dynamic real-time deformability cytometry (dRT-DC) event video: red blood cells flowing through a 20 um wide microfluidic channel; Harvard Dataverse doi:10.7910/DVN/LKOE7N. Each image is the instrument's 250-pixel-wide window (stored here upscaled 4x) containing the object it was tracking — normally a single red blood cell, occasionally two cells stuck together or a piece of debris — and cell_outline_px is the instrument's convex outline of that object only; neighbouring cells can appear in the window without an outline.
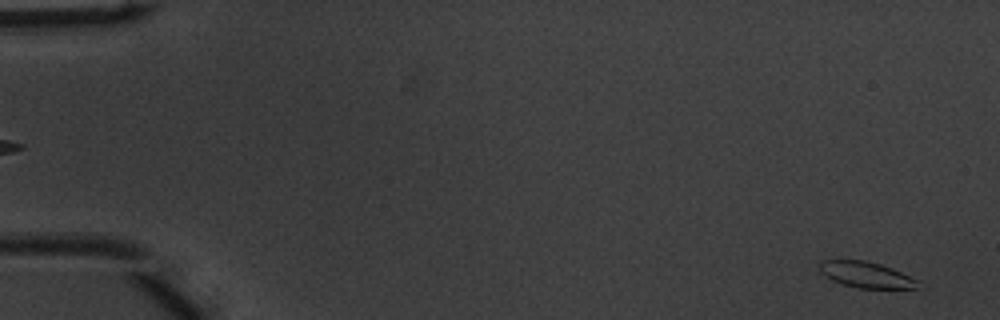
{"species": "common noctule bat (a hibernating species)", "species_latin": "Nyctalus noctula", "temperature_condition": "warm", "stored_images_in_passage": 52, "camera_frame_rate_fps": 3000, "um_per_image_px": 0.085, "animal": {"sex": "male", "body_mass_g": 20.1, "forearm_length_mm": 53.5}, "frame": {"image": 1, "passage_image": 2, "time_ms": 0.333, "image_size_px": [1000, 320], "cell_outline_px": [[920, 280], [916, 288], [856, 288], [832, 280], [820, 272], [820, 260], [864, 260], [880, 264], [892, 268]], "centroid_in_image_um": [73.63, 23.35], "position_along_channel_um": 11.4, "area_um2": 14.8}}
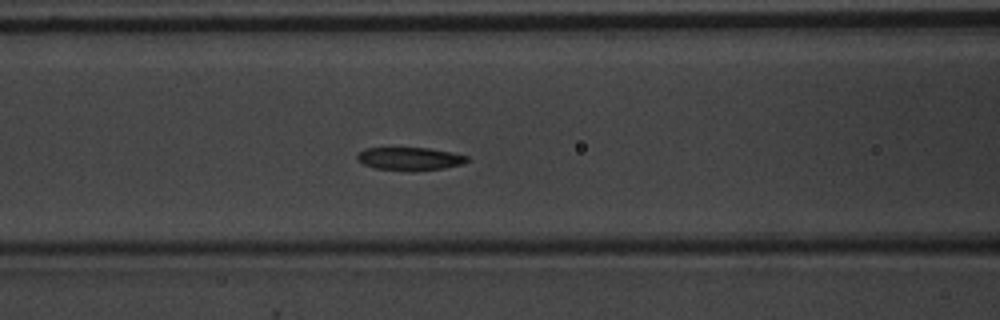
{"frame": {"image": 2, "passage_image": 22, "time_ms": 7.0, "image_size_px": [1000, 320], "cell_outline_px": [[468, 160], [460, 164], [444, 168], [412, 172], [408, 172], [376, 168], [364, 164], [356, 160], [356, 156], [364, 148], [428, 148], [452, 152], [468, 156]], "centroid_in_image_um": [34.81, 13.5], "position_along_channel_um": 131.8, "area_um2": 14.85}}
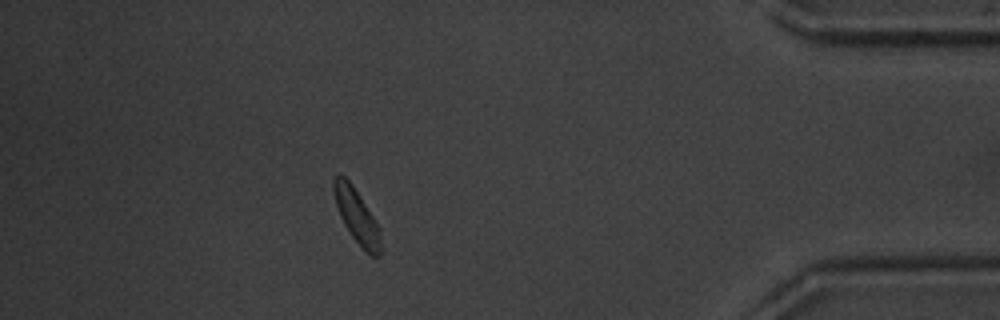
{"frame": {"image": 3, "passage_image": 46, "time_ms": 15.0, "image_size_px": [1000, 320], "cell_outline_px": [[380, 256], [372, 256], [364, 252], [352, 236], [344, 224], [340, 216], [336, 204], [332, 188], [332, 180], [336, 172], [340, 172], [352, 184], [380, 228]], "centroid_in_image_um": [30.29, 18.33], "position_along_channel_um": 404.9, "area_um2": 14.85}, "authors_computed_cell_mechanics": {"area_um2": 15.1725, "velocity_mm_per_s": 3.9423, "shape_relaxation_time_tau1_ms": 2.2542, "shape_relaxation_time_tau2_ms": 7.7837, "deformation_change_tau1": 0.0736, "deformation_change_tau2": 0.1472}}